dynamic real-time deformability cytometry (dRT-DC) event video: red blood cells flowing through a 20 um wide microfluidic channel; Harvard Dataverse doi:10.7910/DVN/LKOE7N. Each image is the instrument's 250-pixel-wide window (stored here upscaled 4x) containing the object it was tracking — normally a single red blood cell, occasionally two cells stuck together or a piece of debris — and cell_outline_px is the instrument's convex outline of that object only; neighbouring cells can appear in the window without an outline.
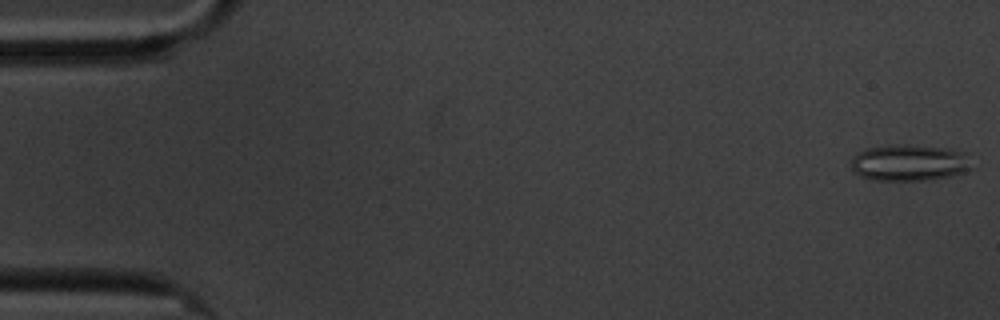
{"species": "common noctule bat (a hibernating species)", "species_latin": "Nyctalus noctula", "temperature_condition": "cold", "stored_images_in_passage": 58, "camera_frame_rate_fps": 3000, "um_per_image_px": 0.085, "animal": {"sex": "male", "body_mass_g": 20.1, "forearm_length_mm": 53.5}, "frame": {"image": 1, "passage_image": 1, "time_ms": 0.0, "image_size_px": [1000, 320], "cell_outline_px": [[976, 168], [952, 176], [924, 180], [872, 180], [860, 176], [852, 168], [852, 156], [868, 148], [892, 144], [944, 148], [968, 152]], "centroid_in_image_um": [77.39, 13.84], "position_along_channel_um": 7.6, "area_um2": 25.84}}
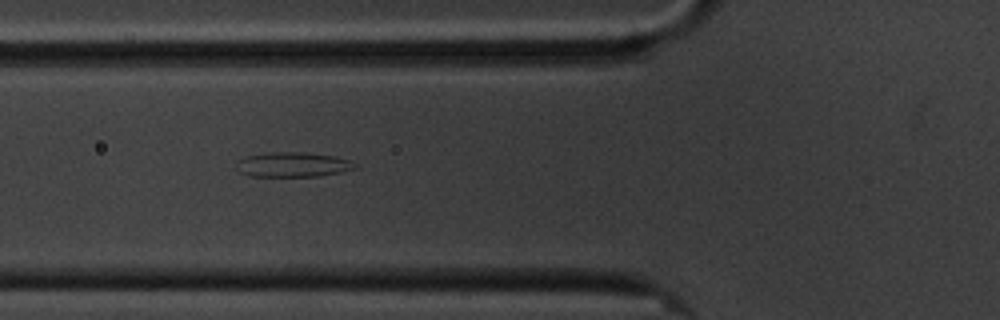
{"frame": {"image": 2, "passage_image": 21, "time_ms": 6.667, "image_size_px": [1000, 320], "cell_outline_px": [[356, 168], [340, 172], [320, 176], [248, 176], [240, 172], [236, 168], [240, 160], [244, 156], [268, 152], [304, 152], [332, 156], [348, 160], [356, 164]], "centroid_in_image_um": [24.86, 13.99], "position_along_channel_um": 100.9, "area_um2": 16.99}}
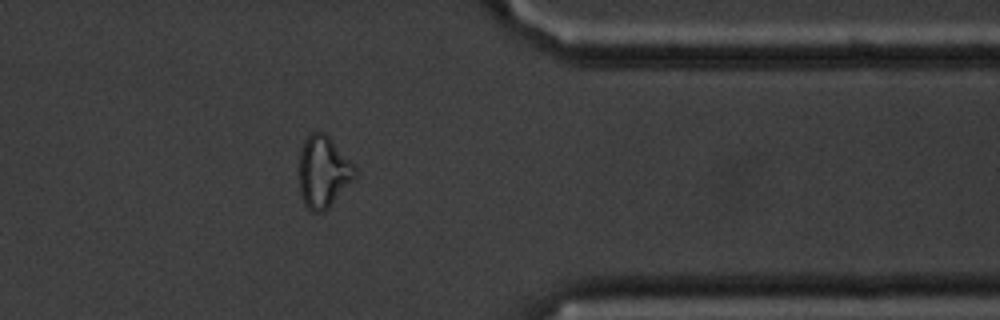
{"frame": {"image": 3, "passage_image": 47, "time_ms": 15.333, "image_size_px": [1000, 320], "cell_outline_px": [[356, 176], [328, 208], [324, 212], [312, 212], [304, 204], [300, 196], [300, 152], [304, 140], [312, 132], [324, 132], [356, 164]], "centroid_in_image_um": [27.49, 14.6], "position_along_channel_um": 383.9, "area_um2": 23.35}, "authors_computed_cell_mechanics": {"area_um2": 21.2993, "velocity_mm_per_s": 3.4103, "shape_relaxation_time_tau1_ms": null, "shape_relaxation_time_tau2_ms": 3.0793, "deformation_change_tau1": null, "deformation_change_tau2": 0.1224}}